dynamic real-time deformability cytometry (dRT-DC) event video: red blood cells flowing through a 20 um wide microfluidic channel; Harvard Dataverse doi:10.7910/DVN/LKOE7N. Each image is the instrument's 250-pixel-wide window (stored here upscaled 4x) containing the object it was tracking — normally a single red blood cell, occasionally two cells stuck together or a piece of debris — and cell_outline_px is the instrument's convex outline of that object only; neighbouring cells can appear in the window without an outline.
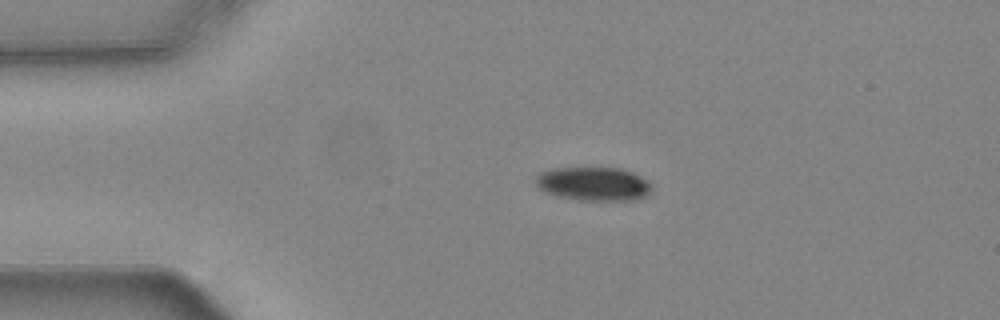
{"species": "common noctule bat (a hibernating species)", "species_latin": "Nyctalus noctula", "temperature_condition": "warm", "stored_images_in_passage": 44, "camera_frame_rate_fps": 3000, "um_per_image_px": 0.085, "animal": {"sex": "female", "body_mass_g": 24.6, "forearm_length_mm": 56.2}, "frame": {"image": 1, "passage_image": 1, "time_ms": 0.0, "image_size_px": [1000, 320], "cell_outline_px": [[652, 188], [644, 196], [636, 200], [580, 200], [556, 196], [544, 192], [536, 184], [536, 176], [540, 172], [556, 168], [620, 168], [632, 172], [648, 180], [652, 184]], "centroid_in_image_um": [50.45, 15.63], "position_along_channel_um": 34.5, "area_um2": 22.77}}
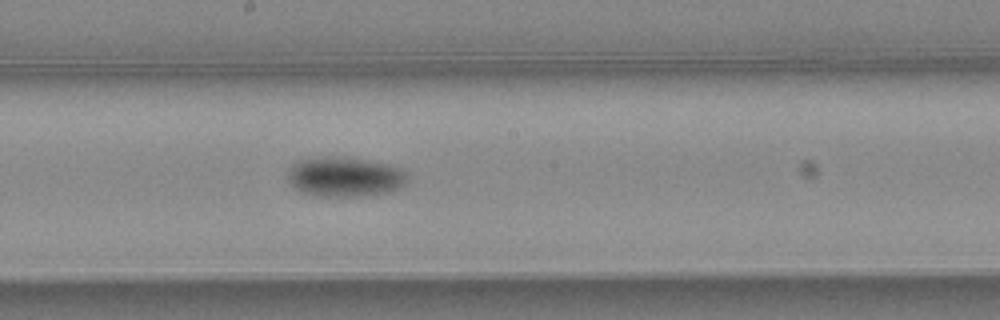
{"frame": {"image": 2, "passage_image": 19, "time_ms": 6.0, "image_size_px": [1000, 320], "cell_outline_px": [[408, 180], [400, 188], [388, 192], [364, 196], [312, 196], [300, 192], [292, 188], [288, 184], [288, 172], [292, 164], [296, 160], [332, 156], [344, 156], [392, 164], [400, 168], [408, 176]], "centroid_in_image_um": [29.28, 15.03], "position_along_channel_um": 218.9, "area_um2": 28.38}}
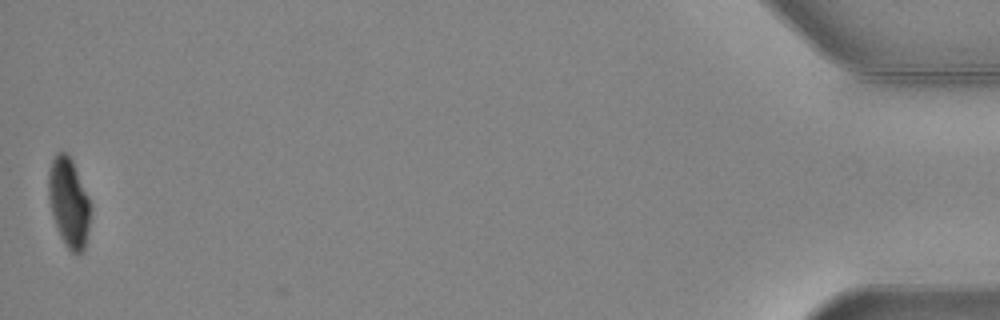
{"frame": {"image": 3, "passage_image": 44, "time_ms": 14.333, "image_size_px": [1000, 320], "cell_outline_px": [[88, 228], [84, 252], [76, 256], [68, 248], [60, 236], [52, 216], [48, 196], [48, 168], [56, 152], [68, 152], [72, 160], [88, 196]], "centroid_in_image_um": [5.81, 17.2], "position_along_channel_um": 429.4, "area_um2": 21.68}, "authors_computed_cell_mechanics": {"area_um2": 25.6632, "velocity_mm_per_s": 3.7356, "shape_relaxation_time_tau1_ms": 2.5303, "shape_relaxation_time_tau2_ms": null, "deformation_change_tau1": 0.1287, "deformation_change_tau2": null}}